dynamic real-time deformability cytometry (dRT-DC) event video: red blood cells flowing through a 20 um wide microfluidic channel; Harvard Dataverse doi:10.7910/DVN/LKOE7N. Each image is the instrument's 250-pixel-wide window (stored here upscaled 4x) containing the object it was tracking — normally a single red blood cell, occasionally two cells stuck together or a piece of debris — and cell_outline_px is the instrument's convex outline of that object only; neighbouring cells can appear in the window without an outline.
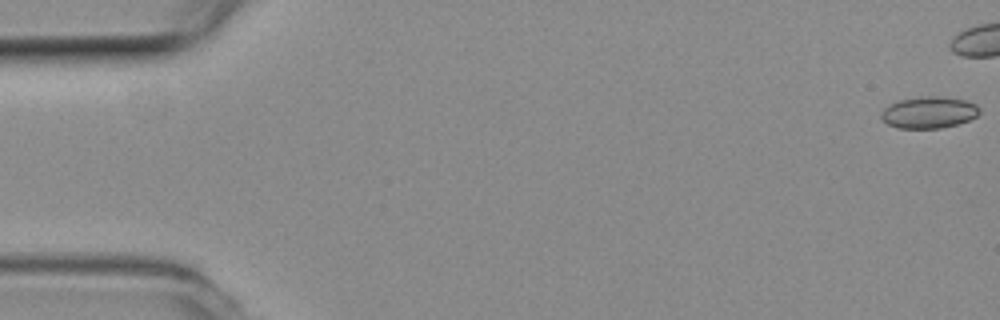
{"species": "common noctule bat (a hibernating species)", "species_latin": "Nyctalus noctula", "temperature_condition": "room temperature", "stored_images_in_passage": 43, "camera_frame_rate_fps": 3000, "um_per_image_px": 0.085, "animal": {"sex": "female", "body_mass_g": 19.3, "forearm_length_mm": 54.1}, "frame": {"image": 1, "passage_image": 1, "time_ms": 0.0, "image_size_px": [1000, 320], "cell_outline_px": [[980, 112], [976, 116], [968, 120], [956, 124], [940, 128], [896, 128], [888, 124], [880, 116], [880, 112], [884, 108], [900, 100], [928, 96], [932, 96], [964, 100], [976, 104], [980, 108]], "centroid_in_image_um": [78.95, 9.57], "position_along_channel_um": 6.1, "area_um2": 17.8}}
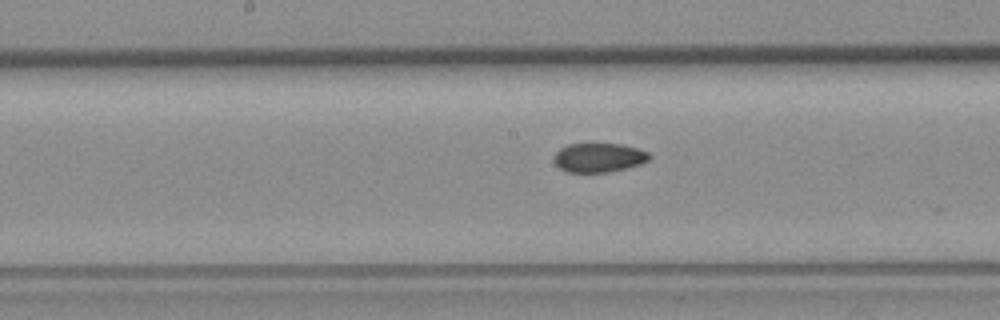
{"frame": {"image": 2, "passage_image": 28, "time_ms": 9.0, "image_size_px": [1000, 320], "cell_outline_px": [[652, 156], [648, 160], [640, 164], [608, 172], [568, 172], [560, 168], [556, 164], [556, 152], [560, 148], [568, 144], [620, 144], [636, 148], [648, 152]], "centroid_in_image_um": [50.92, 13.39], "position_along_channel_um": 197.3, "area_um2": 15.9}}
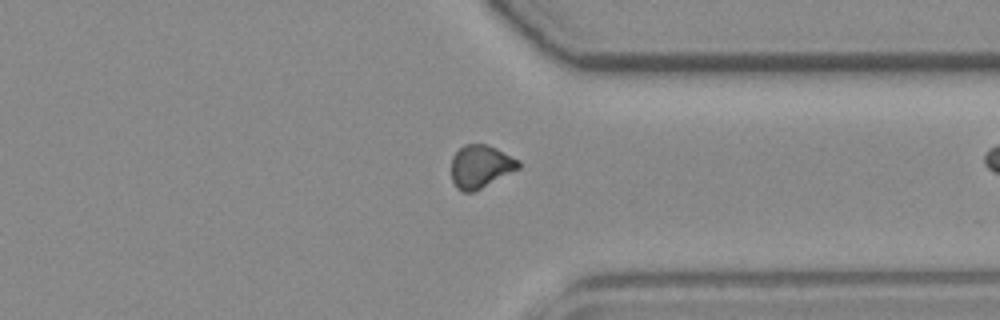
{"frame": {"image": 3, "passage_image": 42, "time_ms": 13.667, "image_size_px": [1000, 320], "cell_outline_px": [[520, 168], [472, 192], [464, 192], [456, 188], [452, 180], [452, 156], [464, 144], [484, 144], [496, 148], [520, 160]], "centroid_in_image_um": [40.84, 14.14], "position_along_channel_um": 370.6, "area_um2": 16.65}}